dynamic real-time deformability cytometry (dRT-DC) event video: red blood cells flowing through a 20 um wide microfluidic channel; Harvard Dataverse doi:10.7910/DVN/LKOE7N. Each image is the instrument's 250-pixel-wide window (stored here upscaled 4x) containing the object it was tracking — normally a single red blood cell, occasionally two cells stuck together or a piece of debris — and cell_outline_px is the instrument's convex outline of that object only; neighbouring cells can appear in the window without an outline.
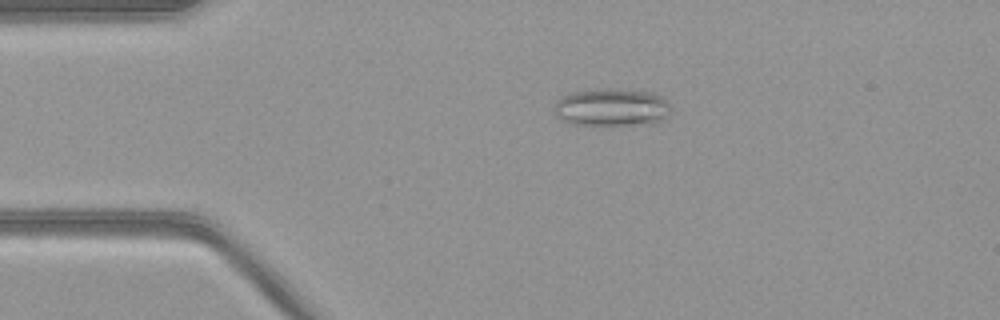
{"species": "common noctule bat (a hibernating species)", "species_latin": "Nyctalus noctula", "temperature_condition": "warm", "stored_images_in_passage": 53, "camera_frame_rate_fps": 3000, "um_per_image_px": 0.085, "animal": {"sex": "female", "body_mass_g": 21.9}, "frame": {"image": 1, "passage_image": 11, "time_ms": 3.333, "image_size_px": [1000, 320], "cell_outline_px": [[672, 112], [668, 116], [652, 124], [600, 128], [572, 124], [560, 120], [556, 116], [556, 100], [560, 96], [572, 92], [596, 88], [608, 88], [652, 92], [668, 100], [672, 104]], "centroid_in_image_um": [52.02, 9.17], "position_along_channel_um": 33.0, "area_um2": 27.11}}
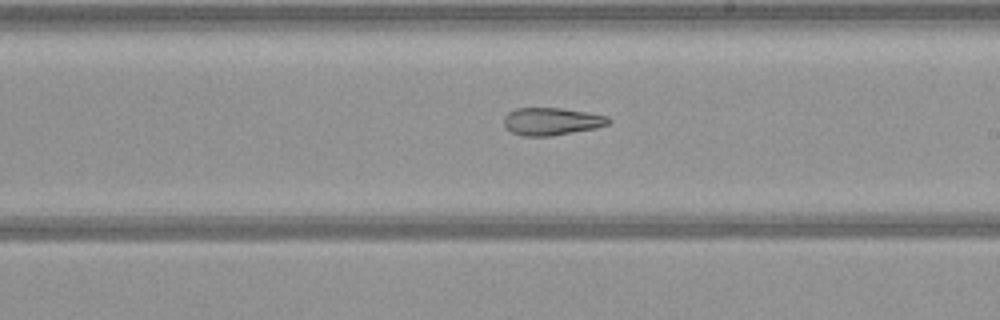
{"frame": {"image": 2, "passage_image": 30, "time_ms": 9.667, "image_size_px": [1000, 320], "cell_outline_px": [[612, 120], [608, 124], [596, 128], [552, 136], [524, 136], [512, 132], [504, 128], [504, 116], [508, 112], [516, 108], [560, 108], [588, 112], [608, 116]], "centroid_in_image_um": [46.88, 10.32], "position_along_channel_um": 242.1, "area_um2": 16.94}}
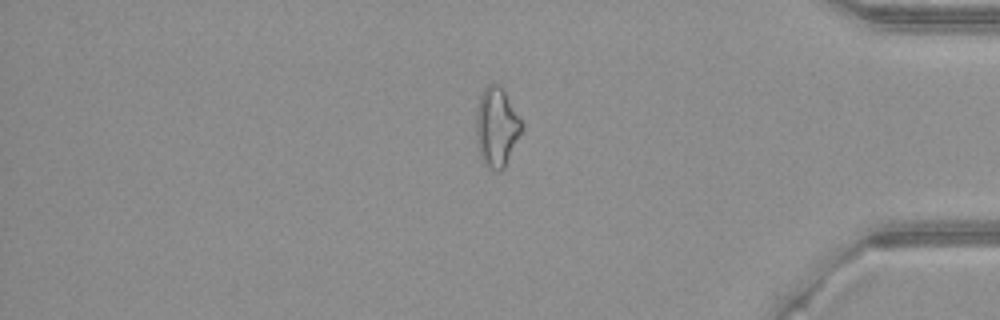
{"frame": {"image": 3, "passage_image": 44, "time_ms": 14.333, "image_size_px": [1000, 320], "cell_outline_px": [[524, 128], [504, 168], [500, 172], [496, 172], [488, 168], [484, 164], [480, 156], [476, 140], [476, 112], [480, 96], [484, 88], [488, 84], [500, 84], [524, 124]], "centroid_in_image_um": [42.22, 10.83], "position_along_channel_um": 393.0, "area_um2": 21.33}}